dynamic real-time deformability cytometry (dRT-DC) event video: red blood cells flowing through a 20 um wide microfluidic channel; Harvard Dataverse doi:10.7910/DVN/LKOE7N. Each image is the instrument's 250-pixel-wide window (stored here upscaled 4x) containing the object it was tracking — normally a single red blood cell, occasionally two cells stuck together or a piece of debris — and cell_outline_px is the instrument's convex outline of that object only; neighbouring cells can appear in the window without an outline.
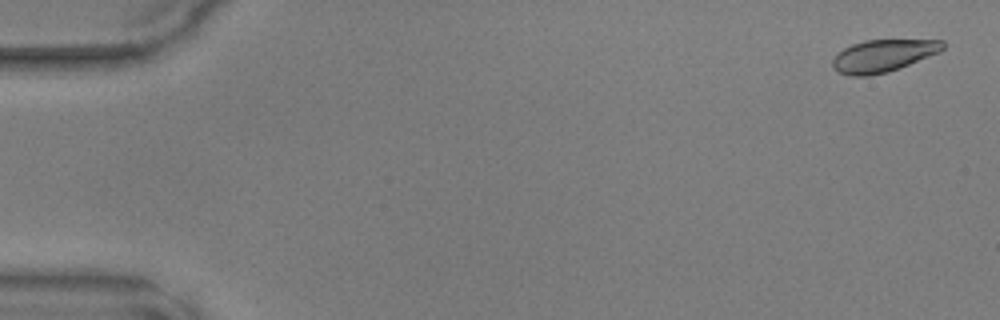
{"species": "common noctule bat (a hibernating species)", "species_latin": "Nyctalus noctula", "temperature_condition": "warm", "stored_images_in_passage": 9, "camera_frame_rate_fps": 3000, "um_per_image_px": 0.085, "animal": {"sex": "male", "body_mass_g": 17.9, "forearm_length_mm": 54.2}, "frame": {"image": 1, "passage_image": 2, "time_ms": 0.333, "image_size_px": [1000, 320], "cell_outline_px": [[944, 48], [940, 52], [888, 72], [868, 76], [848, 76], [832, 68], [832, 60], [844, 48], [852, 44], [864, 40], [944, 40]], "centroid_in_image_um": [75.05, 4.74], "position_along_channel_um": 9.9, "area_um2": 20.63}}